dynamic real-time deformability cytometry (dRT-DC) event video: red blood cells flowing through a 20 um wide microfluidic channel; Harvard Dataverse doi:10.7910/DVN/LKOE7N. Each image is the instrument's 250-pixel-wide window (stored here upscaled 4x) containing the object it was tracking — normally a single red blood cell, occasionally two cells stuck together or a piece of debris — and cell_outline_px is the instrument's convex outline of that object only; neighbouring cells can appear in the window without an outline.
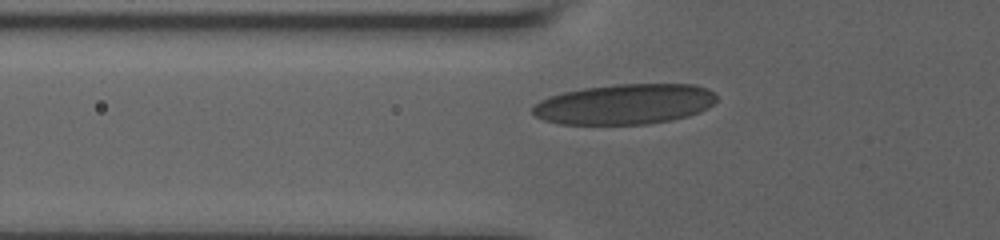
{"species": "human", "species_latin": "Homo sapiens", "temperature_condition": "room temperature", "stored_images_in_passage": 31, "camera_frame_rate_fps": 3000, "um_per_image_px": 0.085, "donor": {"sex": "male"}, "frame": {"image": 1, "passage_image": 3, "time_ms": 0.667, "image_size_px": [1000, 240], "cell_outline_px": [[716, 100], [708, 108], [700, 112], [688, 116], [672, 120], [648, 124], [560, 124], [544, 120], [536, 116], [532, 112], [532, 108], [540, 100], [548, 96], [564, 92], [584, 88], [616, 84], [696, 84], [708, 88], [716, 92]], "centroid_in_image_um": [53.14, 8.85], "position_along_channel_um": 72.7, "area_um2": 43.47}}
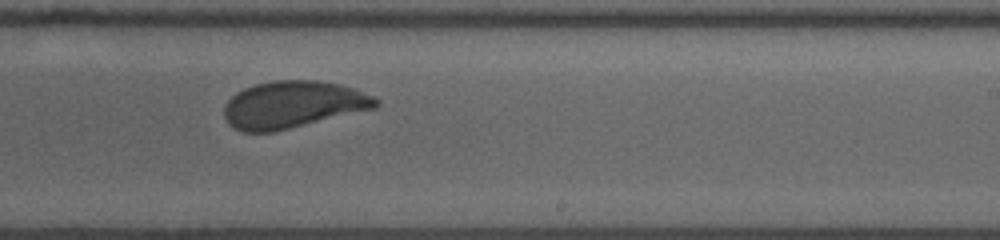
{"frame": {"image": 2, "passage_image": 19, "time_ms": 6.0, "image_size_px": [1000, 240], "cell_outline_px": [[380, 104], [376, 108], [272, 132], [244, 132], [232, 128], [228, 124], [224, 116], [224, 108], [228, 100], [236, 92], [244, 88], [256, 84], [276, 80], [316, 80], [340, 84], [352, 88], [372, 96], [380, 100]], "centroid_in_image_um": [24.88, 8.89], "position_along_channel_um": 264.1, "area_um2": 41.5}}
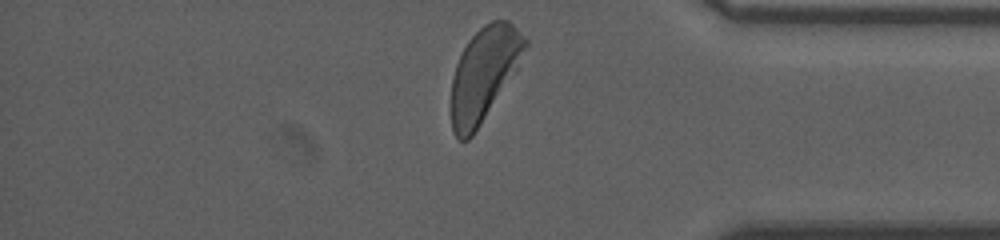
{"frame": {"image": 3, "passage_image": 31, "time_ms": 10.0, "image_size_px": [1000, 240], "cell_outline_px": [[528, 44], [516, 72], [472, 136], [468, 140], [460, 140], [452, 132], [452, 76], [456, 64], [468, 40], [484, 24], [492, 20], [508, 20], [528, 40]], "centroid_in_image_um": [41.16, 6.27], "position_along_channel_um": 394.0, "area_um2": 39.88}, "authors_computed_cell_mechanics": {"area_um2": 41.616, "velocity_mm_per_s": 3.6239, "shape_relaxation_time_tau1_ms": 3.6581, "shape_relaxation_time_tau2_ms": null, "deformation_change_tau1": 0.1412, "deformation_change_tau2": null}}